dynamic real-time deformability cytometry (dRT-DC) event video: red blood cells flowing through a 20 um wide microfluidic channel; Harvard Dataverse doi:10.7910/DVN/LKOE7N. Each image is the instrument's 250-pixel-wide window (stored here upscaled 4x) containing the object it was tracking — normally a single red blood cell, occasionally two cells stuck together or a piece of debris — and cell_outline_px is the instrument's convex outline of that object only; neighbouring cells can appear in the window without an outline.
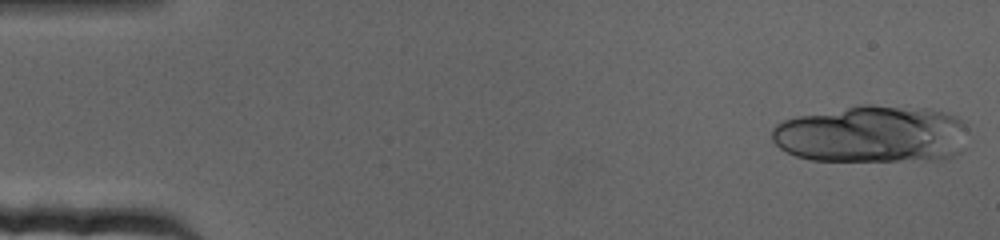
{"species": "human", "species_latin": "Homo sapiens", "temperature_condition": "cold", "stored_images_in_passage": 19, "camera_frame_rate_fps": 3000, "um_per_image_px": 0.085, "donor": {"sex": "female"}, "frame": {"image": 1, "passage_image": 1, "time_ms": 0.0, "image_size_px": [1000, 240], "cell_outline_px": [[968, 128], [964, 148], [960, 152], [944, 160], [812, 160], [796, 156], [780, 148], [772, 140], [772, 128], [776, 124], [784, 120], [796, 116], [860, 104], [872, 104], [928, 108], [948, 112], [956, 116], [968, 124]], "centroid_in_image_um": [74.19, 11.39], "position_along_channel_um": 10.8, "area_um2": 66.53}}
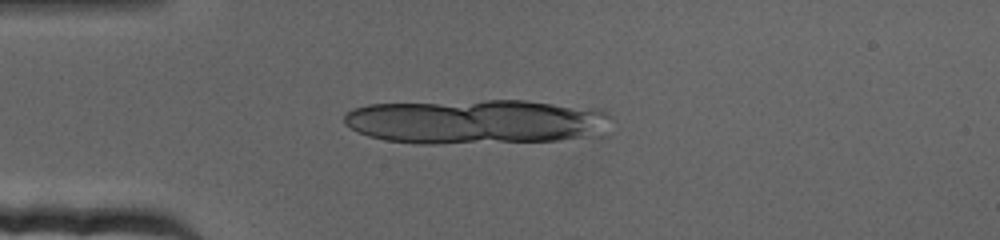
{"frame": {"image": 2, "passage_image": 16, "time_ms": 5.0, "image_size_px": [1000, 240], "cell_outline_px": [[612, 116], [608, 136], [600, 140], [436, 144], [420, 144], [384, 140], [368, 136], [344, 124], [344, 112], [352, 108], [368, 104], [484, 100], [524, 100], [604, 108]], "centroid_in_image_um": [40.75, 10.36], "position_along_channel_um": 44.3, "area_um2": 72.37}}